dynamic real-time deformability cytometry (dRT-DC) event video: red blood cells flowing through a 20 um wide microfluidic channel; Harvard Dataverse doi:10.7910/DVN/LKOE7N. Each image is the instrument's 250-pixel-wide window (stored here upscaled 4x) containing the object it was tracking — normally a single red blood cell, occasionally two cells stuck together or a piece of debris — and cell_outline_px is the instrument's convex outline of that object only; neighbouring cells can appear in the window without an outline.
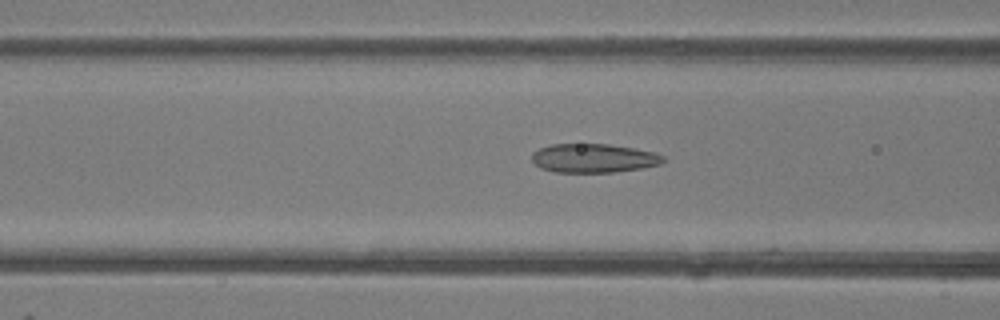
{"species": "common noctule bat (a hibernating species)", "species_latin": "Nyctalus noctula", "temperature_condition": "room temperature", "stored_images_in_passage": 48, "camera_frame_rate_fps": 3000, "um_per_image_px": 0.085, "animal": {"sex": "female"}, "frame": {"image": 1, "passage_image": 19, "time_ms": 6.0, "image_size_px": [1000, 320], "cell_outline_px": [[664, 160], [660, 164], [644, 168], [612, 172], [556, 172], [540, 168], [532, 160], [532, 152], [540, 148], [552, 144], [608, 144], [656, 152], [664, 156]], "centroid_in_image_um": [50.46, 13.44], "position_along_channel_um": 116.1, "area_um2": 22.08}}
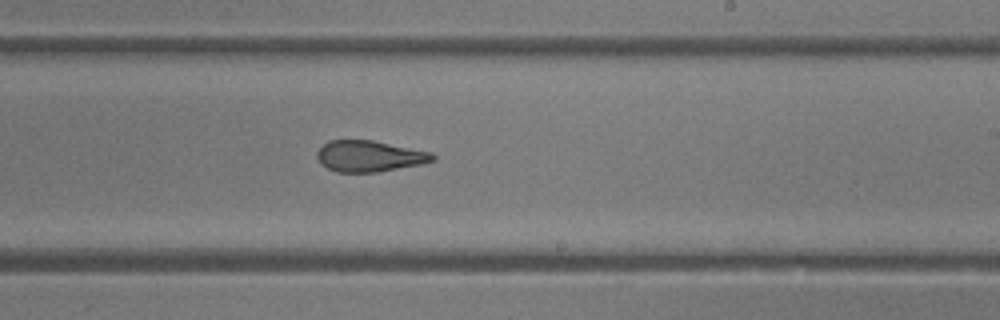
{"frame": {"image": 2, "passage_image": 29, "time_ms": 9.333, "image_size_px": [1000, 320], "cell_outline_px": [[436, 160], [420, 164], [376, 172], [336, 172], [320, 164], [316, 156], [316, 152], [328, 140], [372, 140], [432, 152], [436, 156]], "centroid_in_image_um": [31.38, 13.27], "position_along_channel_um": 257.6, "area_um2": 20.98}}
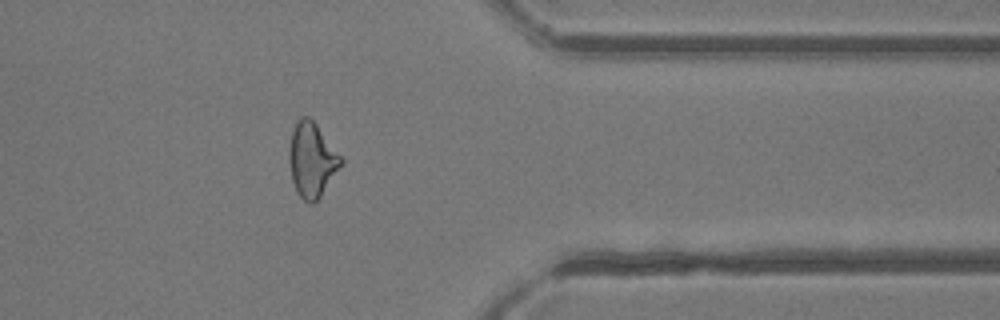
{"frame": {"image": 3, "passage_image": 39, "time_ms": 12.667, "image_size_px": [1000, 320], "cell_outline_px": [[344, 164], [320, 196], [312, 204], [308, 204], [300, 196], [292, 180], [288, 156], [288, 152], [292, 132], [296, 120], [300, 116], [308, 116], [316, 124], [344, 160]], "centroid_in_image_um": [26.51, 13.58], "position_along_channel_um": 384.9, "area_um2": 22.43}, "authors_computed_cell_mechanics": {"area_um2": 22.7732, "velocity_mm_per_s": 4.2447, "shape_relaxation_time_tau1_ms": 8.5873, "shape_relaxation_time_tau2_ms": 1.5485, "deformation_change_tau1": 0.2142, "deformation_change_tau2": 0.0911}}